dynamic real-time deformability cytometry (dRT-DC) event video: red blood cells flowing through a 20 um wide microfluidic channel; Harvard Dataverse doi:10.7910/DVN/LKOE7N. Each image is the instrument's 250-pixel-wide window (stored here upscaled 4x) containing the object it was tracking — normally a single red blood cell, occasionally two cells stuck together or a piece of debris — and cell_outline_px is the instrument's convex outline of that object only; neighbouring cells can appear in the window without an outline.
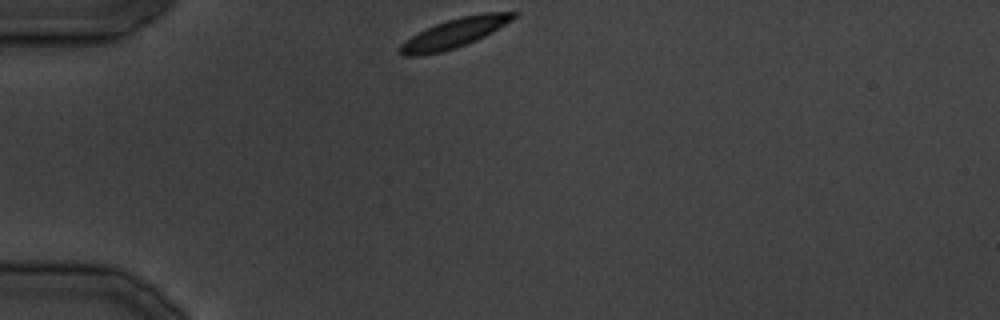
{"species": "common noctule bat (a hibernating species)", "species_latin": "Nyctalus noctula", "temperature_condition": "cold", "stored_images_in_passage": 20, "camera_frame_rate_fps": 3000, "um_per_image_px": 0.085, "animal": {"sex": "male", "body_mass_g": 19.5, "forearm_length_mm": 54.6}, "frame": {"image": 1, "passage_image": 1, "time_ms": 0.0, "image_size_px": [1000, 320], "cell_outline_px": [[520, 12], [512, 20], [492, 32], [476, 40], [456, 48], [440, 52], [416, 56], [404, 56], [400, 52], [400, 44], [404, 40], [436, 24], [460, 16], [484, 12]], "centroid_in_image_um": [38.65, 2.8], "position_along_channel_um": 46.3, "area_um2": 19.13}}